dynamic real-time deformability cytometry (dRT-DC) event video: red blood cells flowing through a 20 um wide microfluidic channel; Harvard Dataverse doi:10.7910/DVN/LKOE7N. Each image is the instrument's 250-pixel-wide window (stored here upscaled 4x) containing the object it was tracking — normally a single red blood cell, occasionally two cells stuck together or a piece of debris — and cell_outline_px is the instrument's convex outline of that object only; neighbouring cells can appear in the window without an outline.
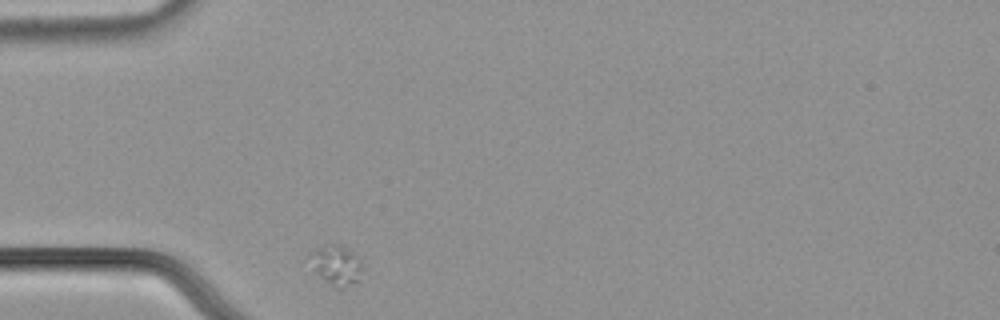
{"species": "common noctule bat (a hibernating species)", "species_latin": "Nyctalus noctula", "temperature_condition": "cold", "stored_images_in_passage": 23, "camera_frame_rate_fps": 3000, "um_per_image_px": 0.085, "animal": {"sex": "male", "body_mass_g": 21.5, "forearm_length_mm": 52.0}, "frame": {"image": 1, "passage_image": 1, "time_ms": 0.0, "image_size_px": [1000, 320], "cell_outline_px": [[360, 280], [352, 284], [340, 288], [336, 288], [324, 280], [320, 276], [304, 256], [308, 252], [324, 244], [340, 244], [352, 252], [360, 260]], "centroid_in_image_um": [28.5, 22.5], "position_along_channel_um": 56.5, "area_um2": 12.31}}